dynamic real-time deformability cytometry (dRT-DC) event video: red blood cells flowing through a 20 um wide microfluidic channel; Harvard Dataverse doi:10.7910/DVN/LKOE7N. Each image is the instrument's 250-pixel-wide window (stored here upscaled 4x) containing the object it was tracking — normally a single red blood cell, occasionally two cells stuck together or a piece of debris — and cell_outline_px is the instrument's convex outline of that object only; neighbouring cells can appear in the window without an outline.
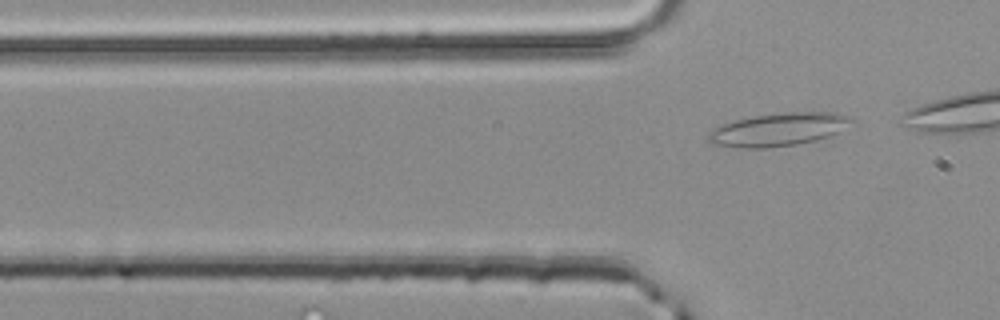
{"species": "common noctule bat (a hibernating species)", "species_latin": "Nyctalus noctula", "temperature_condition": "room temperature", "stored_images_in_passage": 4, "camera_frame_rate_fps": 3000, "um_per_image_px": 0.085, "animal": {"sex": "male", "body_mass_g": 20.4}, "frame": {"image": 1, "passage_image": 4, "time_ms": 1.0, "image_size_px": [1000, 320], "cell_outline_px": [[852, 120], [840, 132], [832, 136], [796, 144], [768, 148], [740, 148], [712, 144], [708, 140], [708, 132], [712, 128], [736, 120], [752, 116], [788, 112], [836, 112], [852, 116]], "centroid_in_image_um": [66.17, 11.01], "position_along_channel_um": 59.6, "area_um2": 27.63}}